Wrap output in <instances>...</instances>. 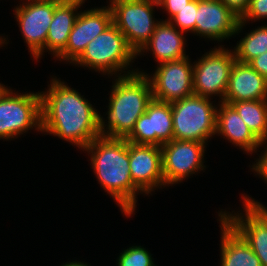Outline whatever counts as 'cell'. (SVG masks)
Segmentation results:
<instances>
[{
    "instance_id": "1",
    "label": "cell",
    "mask_w": 267,
    "mask_h": 266,
    "mask_svg": "<svg viewBox=\"0 0 267 266\" xmlns=\"http://www.w3.org/2000/svg\"><path fill=\"white\" fill-rule=\"evenodd\" d=\"M41 95V131L85 149L98 131V112L81 94L53 78Z\"/></svg>"
},
{
    "instance_id": "2",
    "label": "cell",
    "mask_w": 267,
    "mask_h": 266,
    "mask_svg": "<svg viewBox=\"0 0 267 266\" xmlns=\"http://www.w3.org/2000/svg\"><path fill=\"white\" fill-rule=\"evenodd\" d=\"M83 151L91 155L92 169L100 186L115 200L124 215L131 216L136 210L137 195L142 192L130 175L129 142L125 138L101 135Z\"/></svg>"
},
{
    "instance_id": "3",
    "label": "cell",
    "mask_w": 267,
    "mask_h": 266,
    "mask_svg": "<svg viewBox=\"0 0 267 266\" xmlns=\"http://www.w3.org/2000/svg\"><path fill=\"white\" fill-rule=\"evenodd\" d=\"M114 80L106 113L108 123L105 124L98 113V131L108 138H126L153 99L151 83L145 72L139 69Z\"/></svg>"
},
{
    "instance_id": "4",
    "label": "cell",
    "mask_w": 267,
    "mask_h": 266,
    "mask_svg": "<svg viewBox=\"0 0 267 266\" xmlns=\"http://www.w3.org/2000/svg\"><path fill=\"white\" fill-rule=\"evenodd\" d=\"M137 54L128 45L125 36L122 32L112 23L104 32L99 34L96 38L90 41L81 56L73 63L80 66L94 69L96 72L100 71L102 74L116 76L132 74L137 72L136 69L127 70L130 63ZM123 71V72H122ZM107 73V74H106Z\"/></svg>"
},
{
    "instance_id": "5",
    "label": "cell",
    "mask_w": 267,
    "mask_h": 266,
    "mask_svg": "<svg viewBox=\"0 0 267 266\" xmlns=\"http://www.w3.org/2000/svg\"><path fill=\"white\" fill-rule=\"evenodd\" d=\"M217 108L210 98L194 94L171 102L174 139L207 144L216 135Z\"/></svg>"
},
{
    "instance_id": "6",
    "label": "cell",
    "mask_w": 267,
    "mask_h": 266,
    "mask_svg": "<svg viewBox=\"0 0 267 266\" xmlns=\"http://www.w3.org/2000/svg\"><path fill=\"white\" fill-rule=\"evenodd\" d=\"M41 132V95L13 93L6 86L0 93V139L12 140L28 130Z\"/></svg>"
},
{
    "instance_id": "7",
    "label": "cell",
    "mask_w": 267,
    "mask_h": 266,
    "mask_svg": "<svg viewBox=\"0 0 267 266\" xmlns=\"http://www.w3.org/2000/svg\"><path fill=\"white\" fill-rule=\"evenodd\" d=\"M113 24L123 33L128 45L137 54L150 40L161 22L153 17L152 0H109ZM154 18V19H153Z\"/></svg>"
},
{
    "instance_id": "8",
    "label": "cell",
    "mask_w": 267,
    "mask_h": 266,
    "mask_svg": "<svg viewBox=\"0 0 267 266\" xmlns=\"http://www.w3.org/2000/svg\"><path fill=\"white\" fill-rule=\"evenodd\" d=\"M221 46L193 63V94L207 98L219 96V102L224 100L231 68L236 61L234 51Z\"/></svg>"
},
{
    "instance_id": "9",
    "label": "cell",
    "mask_w": 267,
    "mask_h": 266,
    "mask_svg": "<svg viewBox=\"0 0 267 266\" xmlns=\"http://www.w3.org/2000/svg\"><path fill=\"white\" fill-rule=\"evenodd\" d=\"M205 145L198 141L173 139L161 146L165 186L181 183L206 168L203 164Z\"/></svg>"
},
{
    "instance_id": "10",
    "label": "cell",
    "mask_w": 267,
    "mask_h": 266,
    "mask_svg": "<svg viewBox=\"0 0 267 266\" xmlns=\"http://www.w3.org/2000/svg\"><path fill=\"white\" fill-rule=\"evenodd\" d=\"M25 2L14 8V15L29 52L38 60L46 50L48 28L58 3L28 0Z\"/></svg>"
},
{
    "instance_id": "11",
    "label": "cell",
    "mask_w": 267,
    "mask_h": 266,
    "mask_svg": "<svg viewBox=\"0 0 267 266\" xmlns=\"http://www.w3.org/2000/svg\"><path fill=\"white\" fill-rule=\"evenodd\" d=\"M153 98L163 102H174L193 95V64L189 56L157 65L149 76Z\"/></svg>"
},
{
    "instance_id": "12",
    "label": "cell",
    "mask_w": 267,
    "mask_h": 266,
    "mask_svg": "<svg viewBox=\"0 0 267 266\" xmlns=\"http://www.w3.org/2000/svg\"><path fill=\"white\" fill-rule=\"evenodd\" d=\"M137 145H154L161 147L172 141L173 117L171 103L152 99L135 123L131 133L125 138Z\"/></svg>"
},
{
    "instance_id": "13",
    "label": "cell",
    "mask_w": 267,
    "mask_h": 266,
    "mask_svg": "<svg viewBox=\"0 0 267 266\" xmlns=\"http://www.w3.org/2000/svg\"><path fill=\"white\" fill-rule=\"evenodd\" d=\"M195 35L223 41L240 33L246 24L220 0H197Z\"/></svg>"
},
{
    "instance_id": "14",
    "label": "cell",
    "mask_w": 267,
    "mask_h": 266,
    "mask_svg": "<svg viewBox=\"0 0 267 266\" xmlns=\"http://www.w3.org/2000/svg\"><path fill=\"white\" fill-rule=\"evenodd\" d=\"M243 215L226 211L218 213L250 246L260 260L267 266V210L243 202Z\"/></svg>"
},
{
    "instance_id": "15",
    "label": "cell",
    "mask_w": 267,
    "mask_h": 266,
    "mask_svg": "<svg viewBox=\"0 0 267 266\" xmlns=\"http://www.w3.org/2000/svg\"><path fill=\"white\" fill-rule=\"evenodd\" d=\"M113 23L110 6L79 11L69 34L66 49L56 58L74 63L84 52L87 44Z\"/></svg>"
},
{
    "instance_id": "16",
    "label": "cell",
    "mask_w": 267,
    "mask_h": 266,
    "mask_svg": "<svg viewBox=\"0 0 267 266\" xmlns=\"http://www.w3.org/2000/svg\"><path fill=\"white\" fill-rule=\"evenodd\" d=\"M129 167L134 185L145 195L165 188L161 147L129 142Z\"/></svg>"
},
{
    "instance_id": "17",
    "label": "cell",
    "mask_w": 267,
    "mask_h": 266,
    "mask_svg": "<svg viewBox=\"0 0 267 266\" xmlns=\"http://www.w3.org/2000/svg\"><path fill=\"white\" fill-rule=\"evenodd\" d=\"M267 99V79L249 64L234 62L223 102Z\"/></svg>"
},
{
    "instance_id": "18",
    "label": "cell",
    "mask_w": 267,
    "mask_h": 266,
    "mask_svg": "<svg viewBox=\"0 0 267 266\" xmlns=\"http://www.w3.org/2000/svg\"><path fill=\"white\" fill-rule=\"evenodd\" d=\"M217 108L216 134L224 136L223 138L230 143L239 146L246 153L257 152L262 143L248 128L246 123L230 105L224 102H219Z\"/></svg>"
},
{
    "instance_id": "19",
    "label": "cell",
    "mask_w": 267,
    "mask_h": 266,
    "mask_svg": "<svg viewBox=\"0 0 267 266\" xmlns=\"http://www.w3.org/2000/svg\"><path fill=\"white\" fill-rule=\"evenodd\" d=\"M182 34L184 32L176 29L169 21H161L137 56H141L145 50L146 53L151 51L157 64L188 57L185 52V37Z\"/></svg>"
},
{
    "instance_id": "20",
    "label": "cell",
    "mask_w": 267,
    "mask_h": 266,
    "mask_svg": "<svg viewBox=\"0 0 267 266\" xmlns=\"http://www.w3.org/2000/svg\"><path fill=\"white\" fill-rule=\"evenodd\" d=\"M85 1L76 0L67 3H58L55 6L53 20L48 28L46 38V52L53 53L55 58L66 49L69 34L79 14L77 9L79 10Z\"/></svg>"
},
{
    "instance_id": "21",
    "label": "cell",
    "mask_w": 267,
    "mask_h": 266,
    "mask_svg": "<svg viewBox=\"0 0 267 266\" xmlns=\"http://www.w3.org/2000/svg\"><path fill=\"white\" fill-rule=\"evenodd\" d=\"M220 266H261L260 260L245 240L222 218Z\"/></svg>"
},
{
    "instance_id": "22",
    "label": "cell",
    "mask_w": 267,
    "mask_h": 266,
    "mask_svg": "<svg viewBox=\"0 0 267 266\" xmlns=\"http://www.w3.org/2000/svg\"><path fill=\"white\" fill-rule=\"evenodd\" d=\"M230 105L253 134L262 143H267V99L232 102Z\"/></svg>"
},
{
    "instance_id": "23",
    "label": "cell",
    "mask_w": 267,
    "mask_h": 266,
    "mask_svg": "<svg viewBox=\"0 0 267 266\" xmlns=\"http://www.w3.org/2000/svg\"><path fill=\"white\" fill-rule=\"evenodd\" d=\"M237 62L249 63L252 59L267 52V25L255 28L241 38L234 47Z\"/></svg>"
},
{
    "instance_id": "24",
    "label": "cell",
    "mask_w": 267,
    "mask_h": 266,
    "mask_svg": "<svg viewBox=\"0 0 267 266\" xmlns=\"http://www.w3.org/2000/svg\"><path fill=\"white\" fill-rule=\"evenodd\" d=\"M118 266H157L151 253L141 246H132L120 253Z\"/></svg>"
},
{
    "instance_id": "25",
    "label": "cell",
    "mask_w": 267,
    "mask_h": 266,
    "mask_svg": "<svg viewBox=\"0 0 267 266\" xmlns=\"http://www.w3.org/2000/svg\"><path fill=\"white\" fill-rule=\"evenodd\" d=\"M197 0L190 1L183 9L179 10L169 22L184 33L195 34L196 27Z\"/></svg>"
},
{
    "instance_id": "26",
    "label": "cell",
    "mask_w": 267,
    "mask_h": 266,
    "mask_svg": "<svg viewBox=\"0 0 267 266\" xmlns=\"http://www.w3.org/2000/svg\"><path fill=\"white\" fill-rule=\"evenodd\" d=\"M267 19V0H250L249 6L244 14L240 17V22L243 24L250 20Z\"/></svg>"
},
{
    "instance_id": "27",
    "label": "cell",
    "mask_w": 267,
    "mask_h": 266,
    "mask_svg": "<svg viewBox=\"0 0 267 266\" xmlns=\"http://www.w3.org/2000/svg\"><path fill=\"white\" fill-rule=\"evenodd\" d=\"M190 1L192 0H161L158 3V6L162 9L164 8L170 15L167 20L162 21H169L179 10L183 9Z\"/></svg>"
},
{
    "instance_id": "28",
    "label": "cell",
    "mask_w": 267,
    "mask_h": 266,
    "mask_svg": "<svg viewBox=\"0 0 267 266\" xmlns=\"http://www.w3.org/2000/svg\"><path fill=\"white\" fill-rule=\"evenodd\" d=\"M265 151L263 150V153L261 156H259L257 162L253 164L252 170L255 171L259 175V177L262 176V180H265V183L267 182V146H265Z\"/></svg>"
},
{
    "instance_id": "29",
    "label": "cell",
    "mask_w": 267,
    "mask_h": 266,
    "mask_svg": "<svg viewBox=\"0 0 267 266\" xmlns=\"http://www.w3.org/2000/svg\"><path fill=\"white\" fill-rule=\"evenodd\" d=\"M236 15L241 17L249 6L250 0H220Z\"/></svg>"
},
{
    "instance_id": "30",
    "label": "cell",
    "mask_w": 267,
    "mask_h": 266,
    "mask_svg": "<svg viewBox=\"0 0 267 266\" xmlns=\"http://www.w3.org/2000/svg\"><path fill=\"white\" fill-rule=\"evenodd\" d=\"M248 64L267 79V52L252 59Z\"/></svg>"
},
{
    "instance_id": "31",
    "label": "cell",
    "mask_w": 267,
    "mask_h": 266,
    "mask_svg": "<svg viewBox=\"0 0 267 266\" xmlns=\"http://www.w3.org/2000/svg\"><path fill=\"white\" fill-rule=\"evenodd\" d=\"M242 196H243L242 198L244 200L243 202H246V203L251 204V205H254V206L264 207L267 210V207H265L264 205H262L260 202L255 201L254 199H252L248 195L245 196V194H244Z\"/></svg>"
},
{
    "instance_id": "32",
    "label": "cell",
    "mask_w": 267,
    "mask_h": 266,
    "mask_svg": "<svg viewBox=\"0 0 267 266\" xmlns=\"http://www.w3.org/2000/svg\"><path fill=\"white\" fill-rule=\"evenodd\" d=\"M61 266H90V265H88L87 263L86 264H84L83 262H78L77 260L76 261H73V262H67V263H65V264H63V265H61Z\"/></svg>"
},
{
    "instance_id": "33",
    "label": "cell",
    "mask_w": 267,
    "mask_h": 266,
    "mask_svg": "<svg viewBox=\"0 0 267 266\" xmlns=\"http://www.w3.org/2000/svg\"><path fill=\"white\" fill-rule=\"evenodd\" d=\"M28 1H51V2H56V3H67V2H72L76 0H28Z\"/></svg>"
},
{
    "instance_id": "34",
    "label": "cell",
    "mask_w": 267,
    "mask_h": 266,
    "mask_svg": "<svg viewBox=\"0 0 267 266\" xmlns=\"http://www.w3.org/2000/svg\"><path fill=\"white\" fill-rule=\"evenodd\" d=\"M5 41H7L6 38H5V37L2 38V37L0 36V45H1V46H3V44H8V43L5 42Z\"/></svg>"
},
{
    "instance_id": "35",
    "label": "cell",
    "mask_w": 267,
    "mask_h": 266,
    "mask_svg": "<svg viewBox=\"0 0 267 266\" xmlns=\"http://www.w3.org/2000/svg\"><path fill=\"white\" fill-rule=\"evenodd\" d=\"M4 88H5V85H3V84L0 83V93H1V91H2Z\"/></svg>"
},
{
    "instance_id": "36",
    "label": "cell",
    "mask_w": 267,
    "mask_h": 266,
    "mask_svg": "<svg viewBox=\"0 0 267 266\" xmlns=\"http://www.w3.org/2000/svg\"><path fill=\"white\" fill-rule=\"evenodd\" d=\"M152 1L158 4L161 0H152Z\"/></svg>"
}]
</instances>
